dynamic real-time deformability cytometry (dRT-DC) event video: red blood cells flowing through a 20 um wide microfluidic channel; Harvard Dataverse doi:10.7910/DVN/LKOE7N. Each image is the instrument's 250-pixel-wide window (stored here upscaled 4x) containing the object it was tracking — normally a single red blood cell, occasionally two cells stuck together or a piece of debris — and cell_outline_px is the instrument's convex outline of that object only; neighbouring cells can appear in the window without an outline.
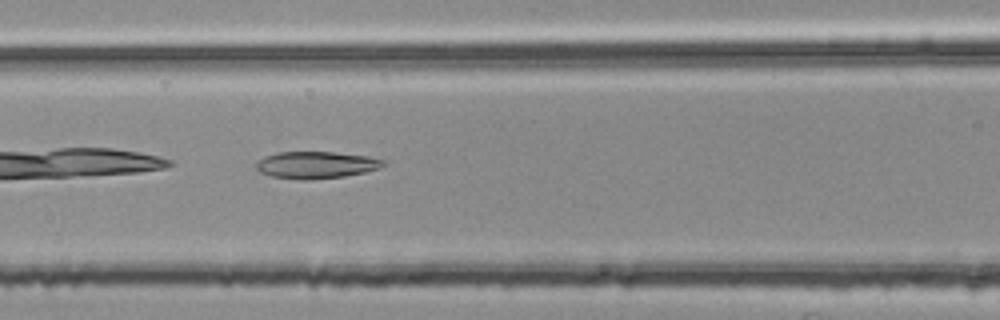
{"species": "common noctule bat (a hibernating species)", "species_latin": "Nyctalus noctula", "temperature_condition": "room temperature", "stored_images_in_passage": 22, "camera_frame_rate_fps": 3000, "um_per_image_px": 0.085, "animal": {"sex": "female", "body_mass_g": 25.1}, "frame": {"image": 1, "passage_image": 7, "time_ms": 2.0, "image_size_px": [1000, 320], "cell_outline_px": [[384, 164], [380, 168], [364, 172], [344, 176], [308, 180], [300, 180], [272, 176], [260, 172], [256, 168], [256, 164], [264, 156], [276, 152], [336, 152], [368, 156], [384, 160]], "centroid_in_image_um": [26.86, 14.01], "position_along_channel_um": 139.7, "area_um2": 19.94}}
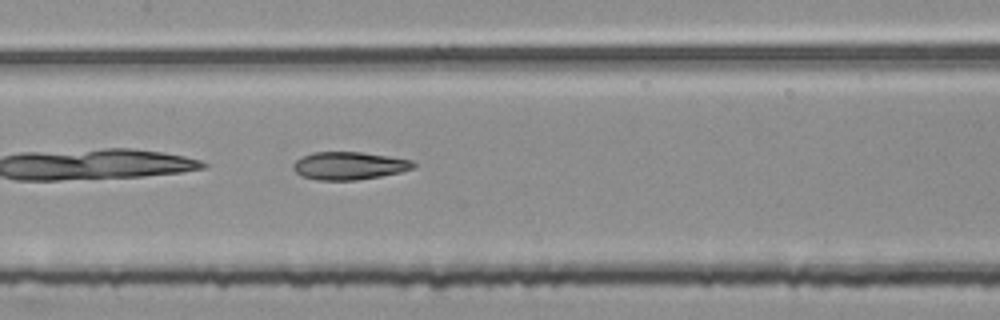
{"frame": {"image": 2, "passage_image": 10, "time_ms": 3.0, "image_size_px": [1000, 320], "cell_outline_px": [[416, 168], [400, 172], [380, 176], [356, 180], [316, 180], [300, 176], [292, 168], [292, 164], [300, 156], [316, 152], [360, 152], [388, 156], [412, 160], [416, 164]], "centroid_in_image_um": [29.65, 14.09], "position_along_channel_um": 177.7, "area_um2": 19.59}}